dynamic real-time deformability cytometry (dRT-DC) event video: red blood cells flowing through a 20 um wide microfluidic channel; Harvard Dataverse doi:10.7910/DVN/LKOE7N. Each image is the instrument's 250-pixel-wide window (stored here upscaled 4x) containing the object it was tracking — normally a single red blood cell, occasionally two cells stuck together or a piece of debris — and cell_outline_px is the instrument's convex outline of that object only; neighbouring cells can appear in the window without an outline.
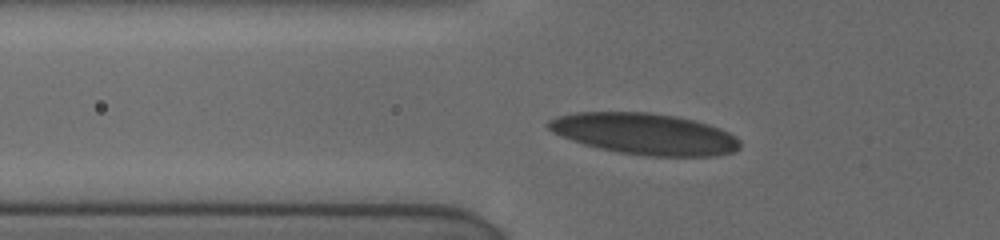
{"species": "human", "species_latin": "Homo sapiens", "temperature_condition": "cold", "stored_images_in_passage": 8, "camera_frame_rate_fps": 3000, "um_per_image_px": 0.085, "donor": {"sex": "female"}, "frame": {"image": 1, "passage_image": 5, "time_ms": 2.333, "image_size_px": [1000, 240], "cell_outline_px": [[740, 148], [732, 152], [716, 156], [648, 156], [616, 152], [584, 144], [560, 136], [552, 132], [544, 124], [548, 120], [556, 116], [576, 112], [648, 112], [676, 116], [708, 124], [720, 128], [736, 136], [740, 140]], "centroid_in_image_um": [54.77, 11.38], "position_along_channel_um": 71.0, "area_um2": 46.3}}
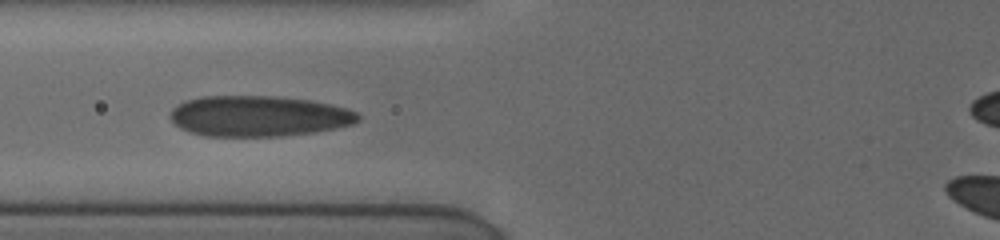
{"frame": {"image": 2, "passage_image": 7, "time_ms": 3.333, "image_size_px": [1000, 240], "cell_outline_px": [[360, 120], [352, 124], [336, 128], [312, 132], [284, 136], [204, 136], [188, 132], [180, 128], [168, 116], [172, 108], [176, 104], [184, 100], [200, 96], [276, 96], [312, 100], [344, 108], [356, 112], [360, 116]], "centroid_in_image_um": [21.92, 9.86], "position_along_channel_um": 103.9, "area_um2": 44.85}}